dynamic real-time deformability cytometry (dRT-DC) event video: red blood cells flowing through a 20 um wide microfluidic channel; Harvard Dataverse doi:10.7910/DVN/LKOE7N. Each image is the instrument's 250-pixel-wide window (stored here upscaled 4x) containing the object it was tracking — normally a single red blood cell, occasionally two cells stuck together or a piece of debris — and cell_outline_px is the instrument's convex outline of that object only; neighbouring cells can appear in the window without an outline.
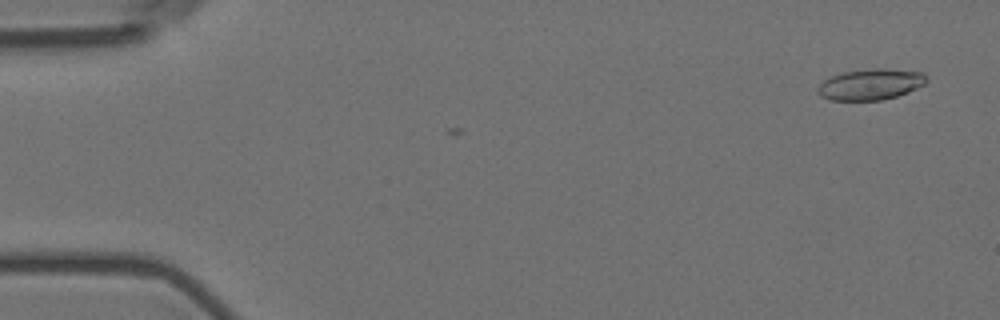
{"species": "Egyptian fruit bat (a non-hibernating species)", "species_latin": "Rousettus aegyptiacus", "temperature_condition": "room temperature", "stored_images_in_passage": 2, "camera_frame_rate_fps": 3000, "um_per_image_px": 0.085, "animal": {"sex": "female"}, "frame": {"image": 1, "passage_image": 2, "time_ms": 0.333, "image_size_px": [1000, 320], "cell_outline_px": [[928, 80], [924, 84], [908, 92], [896, 96], [880, 100], [828, 100], [820, 96], [816, 92], [816, 88], [828, 76], [844, 72], [872, 68], [884, 68], [924, 72], [928, 76]], "centroid_in_image_um": [73.98, 7.16], "position_along_channel_um": 11.0, "area_um2": 19.88}}